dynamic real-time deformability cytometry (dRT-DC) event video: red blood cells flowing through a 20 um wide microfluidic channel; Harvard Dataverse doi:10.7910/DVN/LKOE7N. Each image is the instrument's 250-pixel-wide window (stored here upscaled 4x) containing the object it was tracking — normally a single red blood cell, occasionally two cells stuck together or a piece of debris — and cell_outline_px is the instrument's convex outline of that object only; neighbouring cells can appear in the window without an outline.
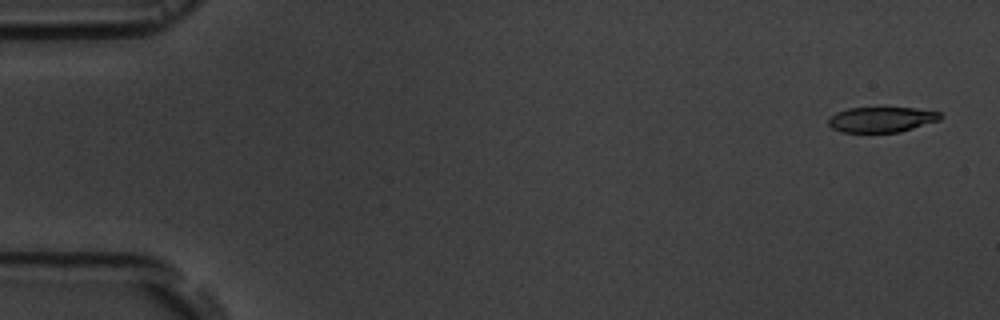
{"species": "common noctule bat (a hibernating species)", "species_latin": "Nyctalus noctula", "temperature_condition": "room temperature", "stored_images_in_passage": 6, "camera_frame_rate_fps": 3000, "um_per_image_px": 0.085, "animal": {"sex": "male", "body_mass_g": 19.5, "forearm_length_mm": 54.6}, "frame": {"image": 1, "passage_image": 1, "time_ms": 0.0, "image_size_px": [1000, 320], "cell_outline_px": [[944, 116], [940, 120], [900, 132], [840, 132], [832, 128], [828, 124], [828, 120], [836, 112], [848, 108], [916, 108], [940, 112]], "centroid_in_image_um": [74.95, 10.16], "position_along_channel_um": 10.0, "area_um2": 16.53}}